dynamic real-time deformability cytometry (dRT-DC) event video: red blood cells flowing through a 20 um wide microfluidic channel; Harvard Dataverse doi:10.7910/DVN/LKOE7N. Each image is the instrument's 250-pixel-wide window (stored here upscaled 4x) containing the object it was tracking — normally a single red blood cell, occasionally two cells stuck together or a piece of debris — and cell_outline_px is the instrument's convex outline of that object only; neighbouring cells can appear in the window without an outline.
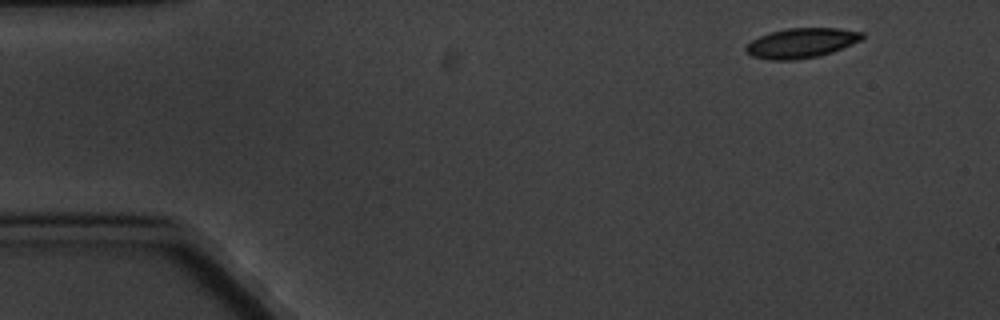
{"species": "common noctule bat (a hibernating species)", "species_latin": "Nyctalus noctula", "temperature_condition": "cold", "stored_images_in_passage": 8, "camera_frame_rate_fps": 3000, "um_per_image_px": 0.085, "animal": {"sex": "male", "body_mass_g": 20.1, "forearm_length_mm": 53.5}, "frame": {"image": 1, "passage_image": 1, "time_ms": 0.0, "image_size_px": [1000, 320], "cell_outline_px": [[864, 40], [832, 52], [816, 56], [796, 60], [772, 60], [752, 56], [744, 52], [744, 48], [752, 40], [760, 36], [772, 32], [788, 28], [840, 28], [864, 32]], "centroid_in_image_um": [68.15, 3.65], "position_along_channel_um": 16.8, "area_um2": 20.29}}
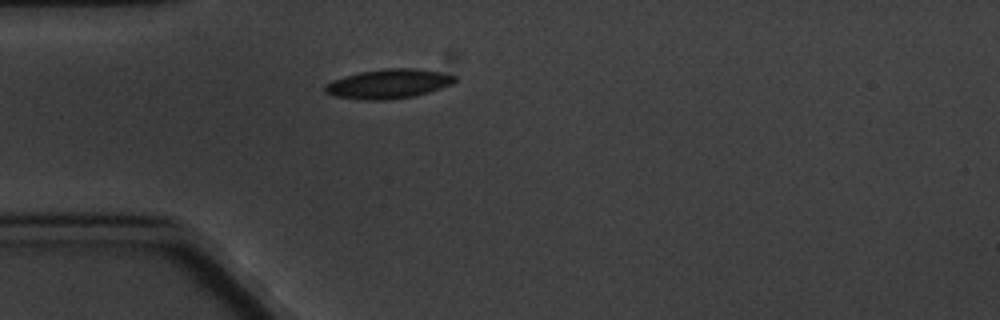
{"frame": {"image": 2, "passage_image": 4, "time_ms": 3.667, "image_size_px": [1000, 320], "cell_outline_px": [[456, 80], [452, 84], [428, 92], [412, 96], [388, 100], [360, 100], [336, 96], [324, 92], [324, 84], [332, 80], [344, 76], [360, 72], [384, 68], [416, 68], [440, 72], [456, 76]], "centroid_in_image_um": [32.98, 7.12], "position_along_channel_um": 52.0, "area_um2": 22.25}}